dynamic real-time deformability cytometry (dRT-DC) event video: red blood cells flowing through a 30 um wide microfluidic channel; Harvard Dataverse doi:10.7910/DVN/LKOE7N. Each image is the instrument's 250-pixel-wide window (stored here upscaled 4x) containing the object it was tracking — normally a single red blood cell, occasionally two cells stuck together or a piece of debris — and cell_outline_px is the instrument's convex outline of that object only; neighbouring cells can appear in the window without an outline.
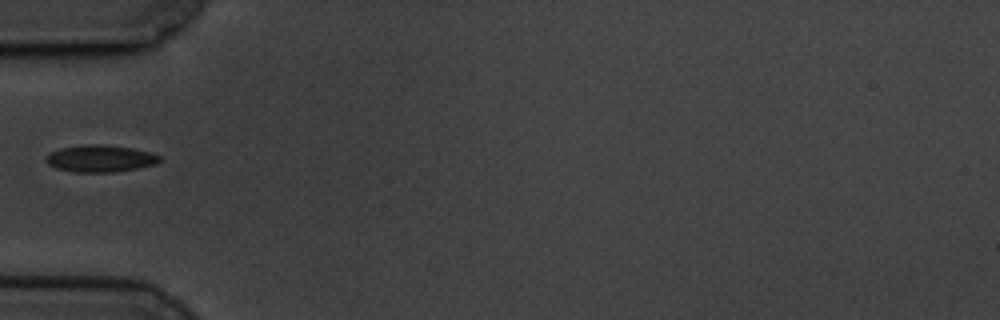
{"species": "common noctule bat (a hibernating species)", "species_latin": "Nyctalus noctula", "temperature_condition": "cold", "stored_images_in_passage": 41, "camera_frame_rate_fps": 3000, "um_per_image_px": 0.085, "animal": {"sex": "male", "body_mass_g": 19.5, "forearm_length_mm": 54.6}, "frame": {"image": 1, "passage_image": 1, "time_ms": 0.0, "image_size_px": [1000, 320], "cell_outline_px": [[160, 160], [156, 164], [116, 172], [76, 172], [56, 168], [48, 164], [44, 160], [52, 152], [60, 148], [88, 144], [100, 144], [132, 148], [148, 152], [160, 156]], "centroid_in_image_um": [8.51, 13.48], "position_along_channel_um": 76.5, "area_um2": 17.63}}
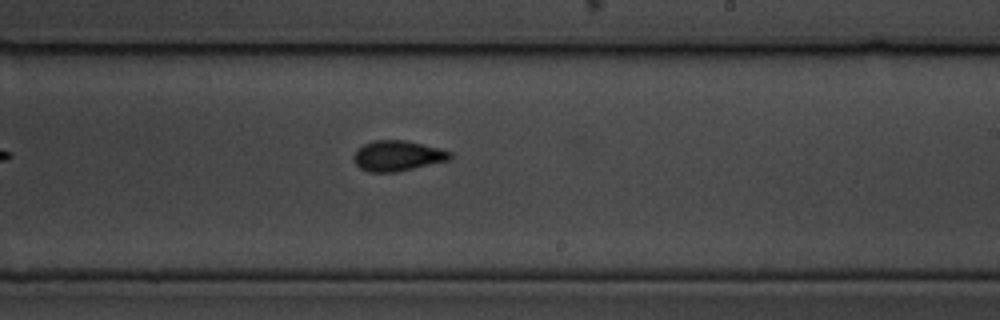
{"frame": {"image": 2, "passage_image": 17, "time_ms": 5.333, "image_size_px": [1000, 320], "cell_outline_px": [[452, 156], [448, 160], [396, 172], [368, 172], [360, 168], [352, 160], [352, 156], [356, 148], [372, 140], [404, 140], [440, 148], [452, 152]], "centroid_in_image_um": [33.73, 13.24], "position_along_channel_um": 255.3, "area_um2": 17.17}}
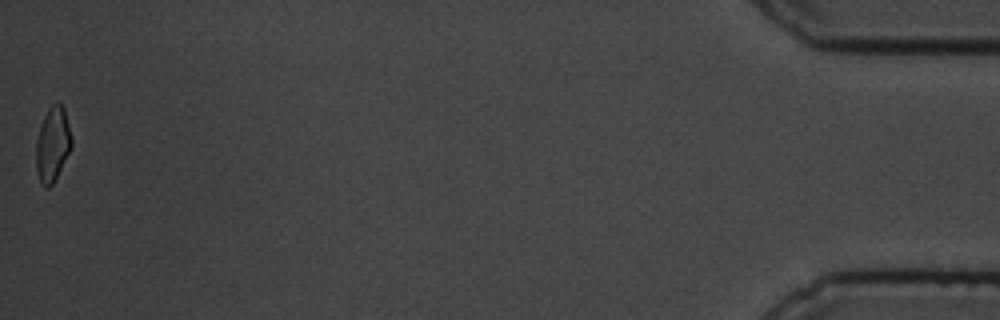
{"frame": {"image": 3, "passage_image": 41, "time_ms": 13.333, "image_size_px": [1000, 320], "cell_outline_px": [[72, 144], [52, 184], [48, 188], [44, 188], [40, 184], [36, 168], [36, 140], [44, 116], [48, 108], [56, 100], [64, 108], [72, 140]], "centroid_in_image_um": [4.44, 12.25], "position_along_channel_um": 430.8, "area_um2": 15.14}}